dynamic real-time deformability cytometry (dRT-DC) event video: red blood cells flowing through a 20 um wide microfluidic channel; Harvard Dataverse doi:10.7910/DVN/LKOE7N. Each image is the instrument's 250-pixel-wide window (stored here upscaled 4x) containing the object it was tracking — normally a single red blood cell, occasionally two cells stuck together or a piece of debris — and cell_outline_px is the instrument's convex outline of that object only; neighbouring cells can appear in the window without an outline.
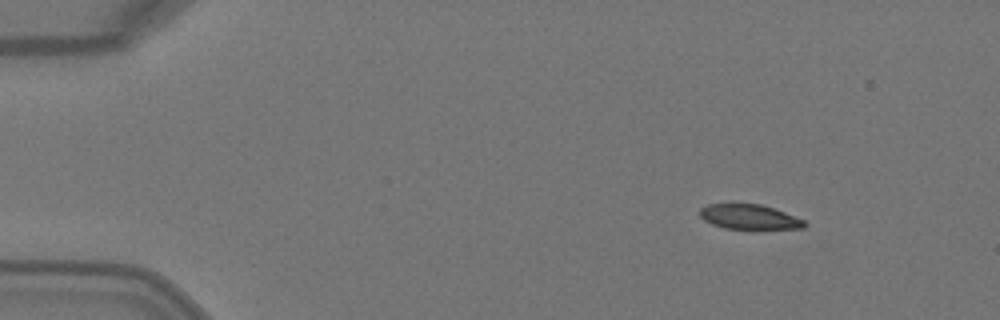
{"species": "Egyptian fruit bat (a non-hibernating species)", "species_latin": "Rousettus aegyptiacus", "temperature_condition": "warm", "stored_images_in_passage": 4, "camera_frame_rate_fps": 3000, "um_per_image_px": 0.085, "animal": {"sex": "female"}, "frame": {"image": 1, "passage_image": 2, "time_ms": 0.333, "image_size_px": [1000, 320], "cell_outline_px": [[808, 224], [804, 228], [724, 228], [712, 224], [704, 220], [700, 216], [700, 208], [708, 204], [760, 204], [784, 212], [804, 220]], "centroid_in_image_um": [63.67, 18.43], "position_along_channel_um": 21.3, "area_um2": 14.8}}
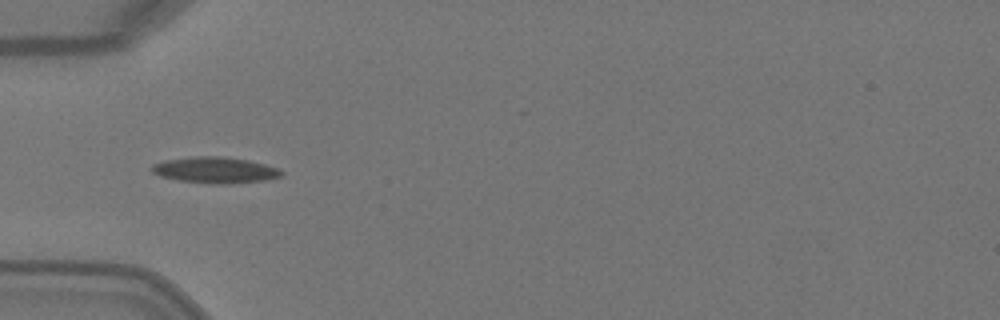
{"frame": {"image": 2, "passage_image": 4, "time_ms": 1.0, "image_size_px": [1000, 320], "cell_outline_px": [[284, 172], [280, 176], [264, 180], [224, 184], [216, 184], [180, 180], [160, 176], [152, 172], [148, 168], [152, 164], [164, 160], [196, 156], [224, 156], [248, 160], [280, 168]], "centroid_in_image_um": [18.26, 14.44], "position_along_channel_um": 66.7, "area_um2": 19.71}}